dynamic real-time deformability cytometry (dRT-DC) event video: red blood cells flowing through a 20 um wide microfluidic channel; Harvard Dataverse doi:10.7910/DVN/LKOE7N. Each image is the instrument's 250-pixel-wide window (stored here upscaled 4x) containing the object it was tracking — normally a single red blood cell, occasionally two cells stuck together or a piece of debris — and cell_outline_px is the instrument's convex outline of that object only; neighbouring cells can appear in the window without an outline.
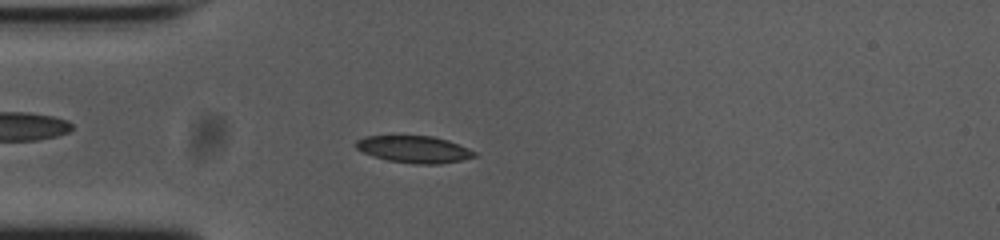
{"species": "common noctule bat (a hibernating species)", "species_latin": "Nyctalus noctula", "temperature_condition": "cold", "stored_images_in_passage": 53, "camera_frame_rate_fps": 3000, "um_per_image_px": 0.085, "animal": {"sex": "female", "body_mass_g": 23.0, "forearm_length_mm": 53.4}, "frame": {"image": 1, "passage_image": 14, "time_ms": 4.333, "image_size_px": [1000, 240], "cell_outline_px": [[476, 156], [460, 160], [440, 164], [416, 164], [388, 160], [372, 156], [356, 148], [356, 140], [364, 136], [432, 136], [448, 140], [468, 148], [476, 152]], "centroid_in_image_um": [35.19, 12.69], "position_along_channel_um": 49.8, "area_um2": 18.5}}
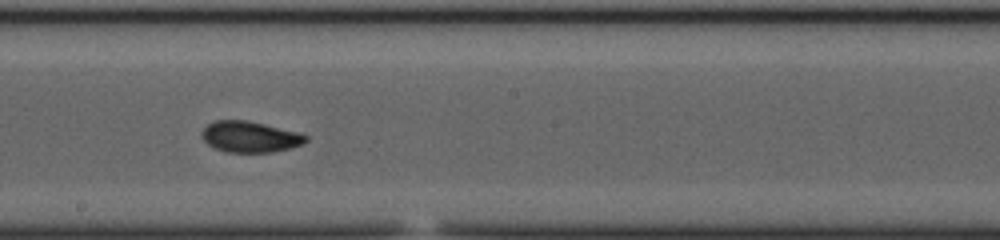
{"frame": {"image": 2, "passage_image": 29, "time_ms": 9.333, "image_size_px": [1000, 240], "cell_outline_px": [[308, 140], [304, 144], [292, 148], [272, 152], [228, 152], [216, 148], [208, 144], [204, 140], [200, 132], [208, 124], [216, 120], [248, 120], [300, 132], [308, 136]], "centroid_in_image_um": [21.3, 11.62], "position_along_channel_um": 226.9, "area_um2": 18.96}}
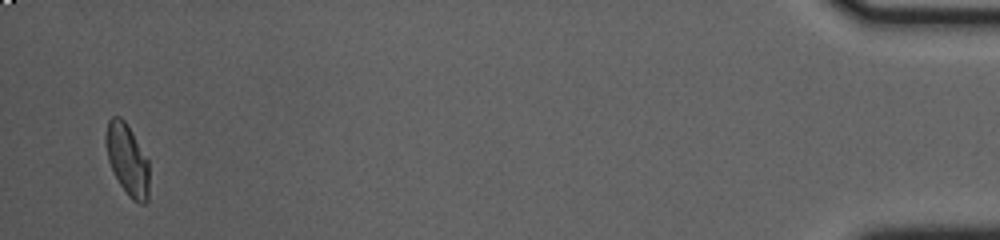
{"frame": {"image": 3, "passage_image": 52, "time_ms": 17.0, "image_size_px": [1000, 240], "cell_outline_px": [[148, 200], [144, 204], [140, 204], [132, 200], [128, 196], [120, 184], [108, 160], [104, 136], [108, 120], [112, 116], [120, 116], [124, 120], [132, 132], [148, 160]], "centroid_in_image_um": [10.81, 13.56], "position_along_channel_um": 424.4, "area_um2": 17.92}, "authors_computed_cell_mechanics": {"area_um2": 18.2648, "velocity_mm_per_s": 3.7427, "shape_relaxation_time_tau1_ms": 3.6083, "shape_relaxation_time_tau2_ms": 1.8804, "deformation_change_tau1": 0.1378, "deformation_change_tau2": 0.0614}}